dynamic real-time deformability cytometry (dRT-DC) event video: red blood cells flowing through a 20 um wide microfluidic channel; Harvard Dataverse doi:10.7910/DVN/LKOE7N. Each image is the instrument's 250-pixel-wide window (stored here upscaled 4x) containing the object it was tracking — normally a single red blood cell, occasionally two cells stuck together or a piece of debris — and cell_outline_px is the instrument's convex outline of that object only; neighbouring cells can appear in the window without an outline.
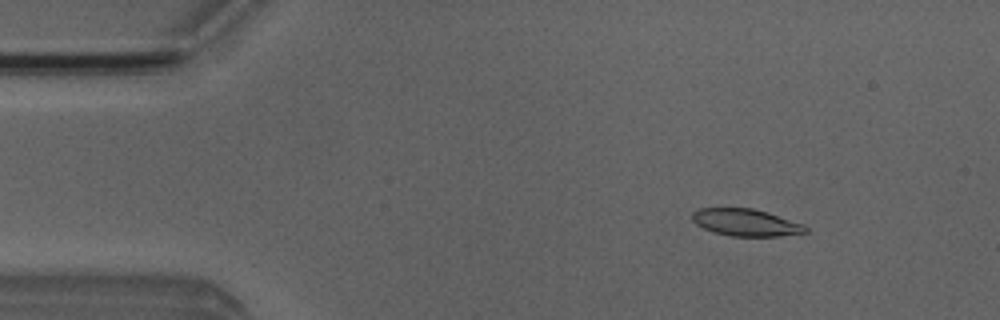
{"species": "Egyptian fruit bat (a non-hibernating species)", "species_latin": "Rousettus aegyptiacus", "temperature_condition": "room temperature", "stored_images_in_passage": 6, "camera_frame_rate_fps": 3000, "um_per_image_px": 0.085, "animal": {"sex": "male"}, "frame": {"image": 1, "passage_image": 2, "time_ms": 1.333, "image_size_px": [1000, 320], "cell_outline_px": [[808, 232], [780, 236], [732, 236], [712, 232], [696, 224], [692, 220], [692, 212], [696, 208], [752, 208], [768, 212], [804, 224], [808, 228]], "centroid_in_image_um": [63.39, 18.91], "position_along_channel_um": 21.6, "area_um2": 18.03}}
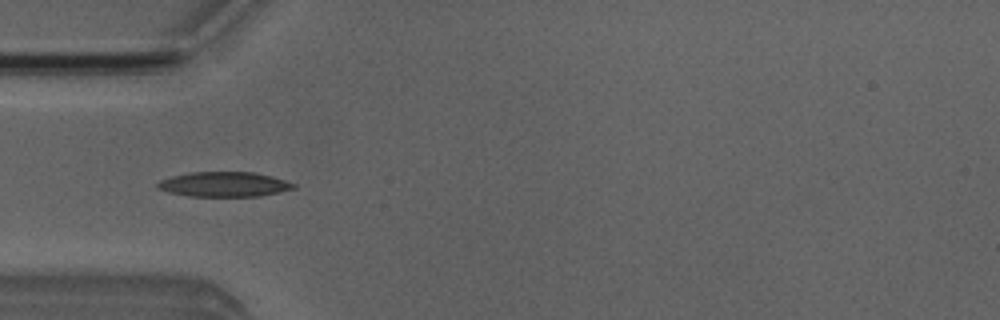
{"frame": {"image": 2, "passage_image": 4, "time_ms": 4.333, "image_size_px": [1000, 320], "cell_outline_px": [[296, 188], [280, 192], [260, 196], [188, 196], [168, 192], [156, 188], [156, 184], [160, 180], [172, 176], [188, 172], [252, 172], [272, 176], [296, 184]], "centroid_in_image_um": [19.03, 15.67], "position_along_channel_um": 66.0, "area_um2": 19.77}}